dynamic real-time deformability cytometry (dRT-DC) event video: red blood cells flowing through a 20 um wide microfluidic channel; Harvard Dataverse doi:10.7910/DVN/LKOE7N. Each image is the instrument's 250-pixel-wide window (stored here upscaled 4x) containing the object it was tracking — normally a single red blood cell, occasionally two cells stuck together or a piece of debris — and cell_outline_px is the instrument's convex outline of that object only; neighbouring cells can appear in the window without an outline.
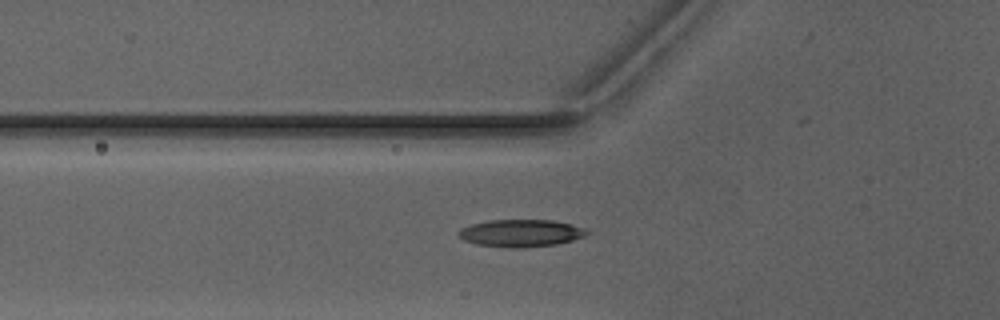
{"species": "Egyptian fruit bat (a non-hibernating species)", "species_latin": "Rousettus aegyptiacus", "temperature_condition": "warm", "stored_images_in_passage": 34, "camera_frame_rate_fps": 3000, "um_per_image_px": 0.085, "animal": {"sex": "male"}, "frame": {"image": 1, "passage_image": 2, "time_ms": 0.333, "image_size_px": [1000, 320], "cell_outline_px": [[588, 232], [584, 236], [572, 240], [556, 244], [516, 248], [508, 248], [476, 244], [464, 240], [456, 232], [460, 228], [472, 224], [488, 220], [552, 220], [572, 224], [584, 228]], "centroid_in_image_um": [44.24, 19.81], "position_along_channel_um": 81.6, "area_um2": 20.35}}
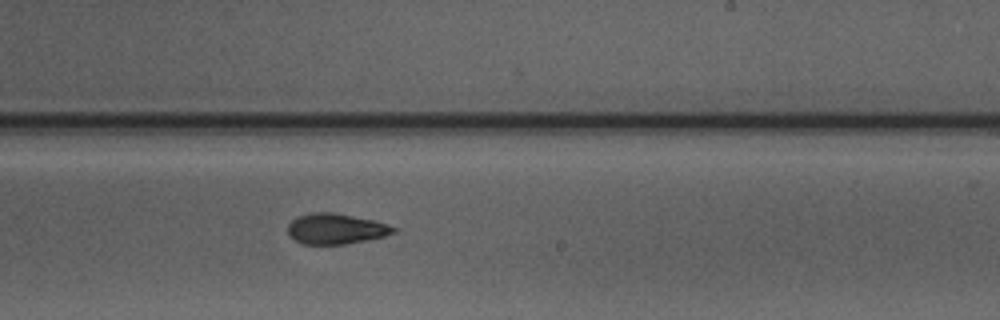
{"frame": {"image": 2, "passage_image": 15, "time_ms": 4.667, "image_size_px": [1000, 320], "cell_outline_px": [[396, 232], [384, 236], [344, 244], [304, 244], [288, 236], [288, 224], [296, 216], [312, 212], [332, 212], [376, 220], [388, 224], [396, 228]], "centroid_in_image_um": [28.53, 19.43], "position_along_channel_um": 260.5, "area_um2": 18.84}}
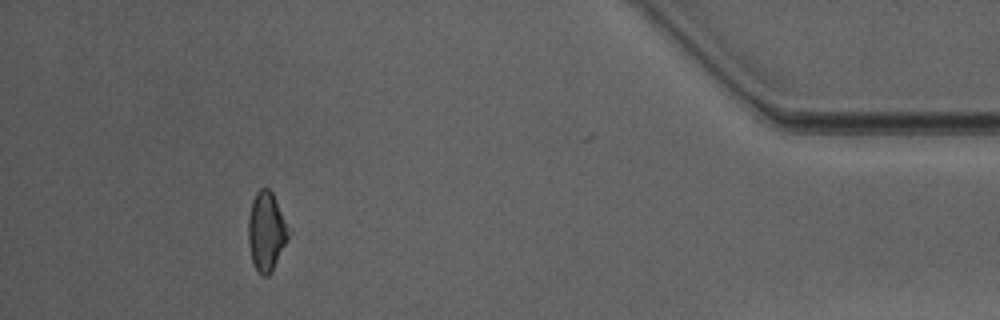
{"frame": {"image": 3, "passage_image": 30, "time_ms": 9.667, "image_size_px": [1000, 320], "cell_outline_px": [[292, 232], [268, 276], [260, 276], [252, 260], [248, 244], [248, 216], [252, 200], [256, 192], [260, 188], [268, 188], [272, 192]], "centroid_in_image_um": [22.64, 19.64], "position_along_channel_um": 412.6, "area_um2": 18.61}, "authors_computed_cell_mechanics": {"area_um2": 18.7561, "velocity_mm_per_s": 4.1169, "shape_relaxation_time_tau1_ms": null, "shape_relaxation_time_tau2_ms": 2.1699, "deformation_change_tau1": null, "deformation_change_tau2": 0.0938}}